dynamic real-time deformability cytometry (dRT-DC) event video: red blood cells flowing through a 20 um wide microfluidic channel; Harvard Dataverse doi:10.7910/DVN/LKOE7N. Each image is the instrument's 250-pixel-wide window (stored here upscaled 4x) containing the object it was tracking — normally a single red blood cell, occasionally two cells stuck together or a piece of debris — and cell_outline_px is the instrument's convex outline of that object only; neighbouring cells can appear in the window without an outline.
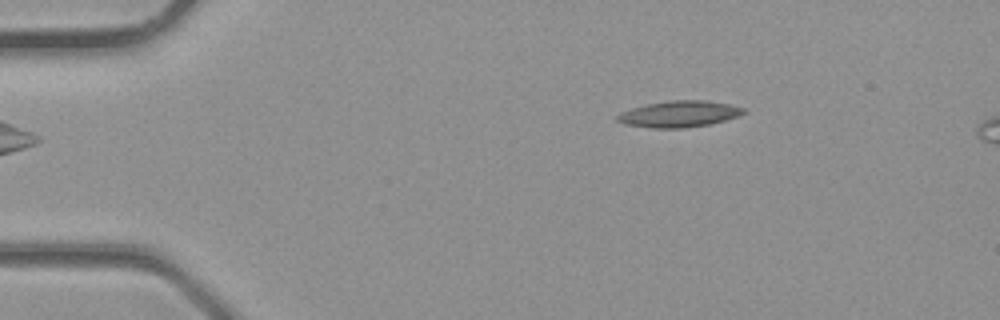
{"species": "common noctule bat (a hibernating species)", "species_latin": "Nyctalus noctula", "temperature_condition": "room temperature", "stored_images_in_passage": 2, "camera_frame_rate_fps": 3000, "um_per_image_px": 0.085, "animal": {"sex": "male", "body_mass_g": 23.1, "forearm_length_mm": 52.7}, "frame": {"image": 1, "passage_image": 1, "time_ms": 0.0, "image_size_px": [1000, 320], "cell_outline_px": [[748, 112], [740, 116], [708, 124], [684, 128], [652, 128], [624, 124], [616, 120], [616, 116], [620, 112], [644, 104], [668, 100], [704, 100], [728, 104], [744, 108]], "centroid_in_image_um": [57.71, 9.68], "position_along_channel_um": 27.3, "area_um2": 19.48}}